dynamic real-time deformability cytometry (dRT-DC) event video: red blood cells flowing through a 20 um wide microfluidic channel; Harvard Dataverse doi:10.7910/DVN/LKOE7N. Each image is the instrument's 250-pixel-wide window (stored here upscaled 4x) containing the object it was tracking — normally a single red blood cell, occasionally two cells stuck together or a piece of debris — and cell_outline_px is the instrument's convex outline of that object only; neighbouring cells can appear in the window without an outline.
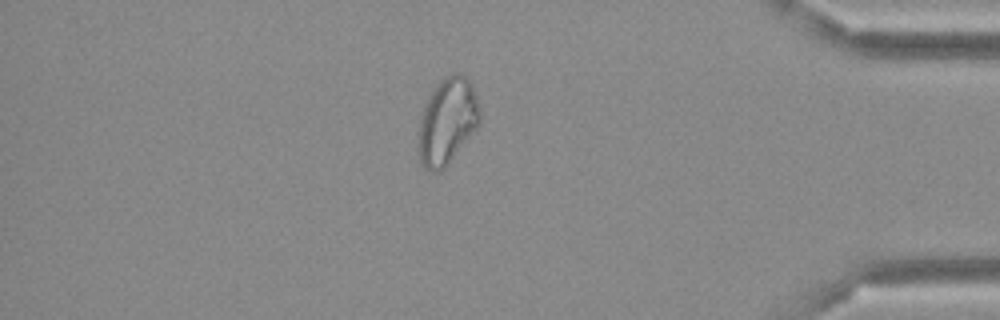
{"species": "Egyptian fruit bat (a non-hibernating species)", "species_latin": "Rousettus aegyptiacus", "temperature_condition": "cold", "stored_images_in_passage": 48, "camera_frame_rate_fps": 3000, "um_per_image_px": 0.085, "frame": {"image": 1, "passage_image": 41, "time_ms": 13.333, "image_size_px": [1000, 320], "cell_outline_px": [[480, 124], [448, 164], [440, 172], [432, 172], [424, 168], [420, 164], [420, 116], [428, 96], [432, 88], [444, 76], [452, 72], [456, 72], [464, 76], [472, 84], [480, 108]], "centroid_in_image_um": [38.03, 10.28], "position_along_channel_um": 397.2, "area_um2": 30.87}}